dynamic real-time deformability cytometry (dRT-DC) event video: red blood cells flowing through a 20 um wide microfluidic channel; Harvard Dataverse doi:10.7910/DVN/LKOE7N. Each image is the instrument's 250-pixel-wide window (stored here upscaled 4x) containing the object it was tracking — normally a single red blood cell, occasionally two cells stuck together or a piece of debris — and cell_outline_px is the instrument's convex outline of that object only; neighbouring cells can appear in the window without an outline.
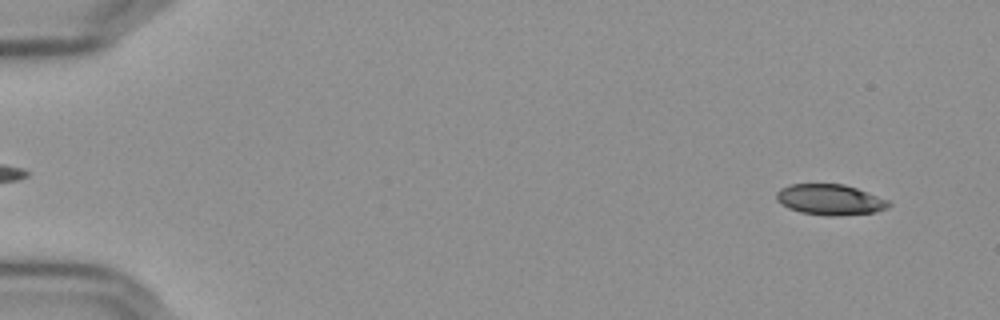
{"species": "Egyptian fruit bat (a non-hibernating species)", "species_latin": "Rousettus aegyptiacus", "temperature_condition": "cold", "stored_images_in_passage": 17, "camera_frame_rate_fps": 3000, "um_per_image_px": 0.085, "frame": {"image": 1, "passage_image": 4, "time_ms": 1.0, "image_size_px": [1000, 320], "cell_outline_px": [[892, 204], [888, 208], [876, 212], [836, 216], [828, 216], [800, 212], [788, 208], [780, 204], [776, 200], [776, 192], [780, 188], [788, 184], [844, 184], [856, 188], [888, 200]], "centroid_in_image_um": [70.52, 16.97], "position_along_channel_um": 14.5, "area_um2": 20.23}}
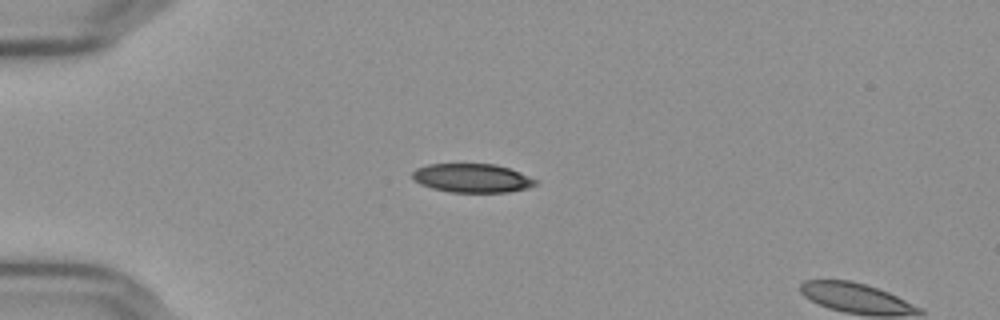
{"frame": {"image": 2, "passage_image": 15, "time_ms": 4.667, "image_size_px": [1000, 320], "cell_outline_px": [[536, 184], [528, 188], [508, 192], [448, 192], [432, 188], [420, 184], [412, 180], [412, 172], [416, 168], [428, 164], [496, 164], [520, 172], [536, 180]], "centroid_in_image_um": [40.09, 15.14], "position_along_channel_um": 44.9, "area_um2": 20.69}}